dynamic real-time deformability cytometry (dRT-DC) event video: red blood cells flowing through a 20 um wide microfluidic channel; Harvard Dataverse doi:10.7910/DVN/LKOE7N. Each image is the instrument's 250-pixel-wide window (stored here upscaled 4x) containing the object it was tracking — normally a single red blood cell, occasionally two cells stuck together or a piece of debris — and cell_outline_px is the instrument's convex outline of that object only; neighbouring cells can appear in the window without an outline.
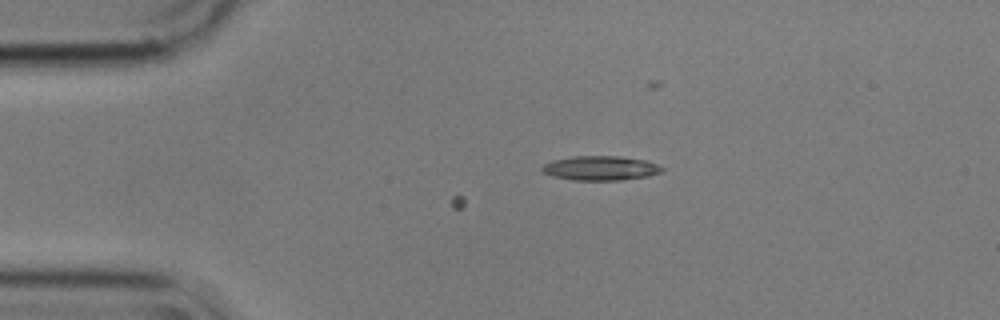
{"species": "common noctule bat (a hibernating species)", "species_latin": "Nyctalus noctula", "temperature_condition": "cold", "stored_images_in_passage": 4, "camera_frame_rate_fps": 3000, "um_per_image_px": 0.085, "animal": {"sex": "male", "body_mass_g": 17.9}, "frame": {"image": 1, "passage_image": 4, "time_ms": 1.0, "image_size_px": [1000, 320], "cell_outline_px": [[664, 168], [660, 172], [648, 176], [620, 180], [572, 180], [552, 176], [544, 172], [540, 168], [544, 164], [552, 160], [572, 156], [620, 156], [644, 160], [656, 164]], "centroid_in_image_um": [51.01, 14.29], "position_along_channel_um": 34.0, "area_um2": 16.99}}